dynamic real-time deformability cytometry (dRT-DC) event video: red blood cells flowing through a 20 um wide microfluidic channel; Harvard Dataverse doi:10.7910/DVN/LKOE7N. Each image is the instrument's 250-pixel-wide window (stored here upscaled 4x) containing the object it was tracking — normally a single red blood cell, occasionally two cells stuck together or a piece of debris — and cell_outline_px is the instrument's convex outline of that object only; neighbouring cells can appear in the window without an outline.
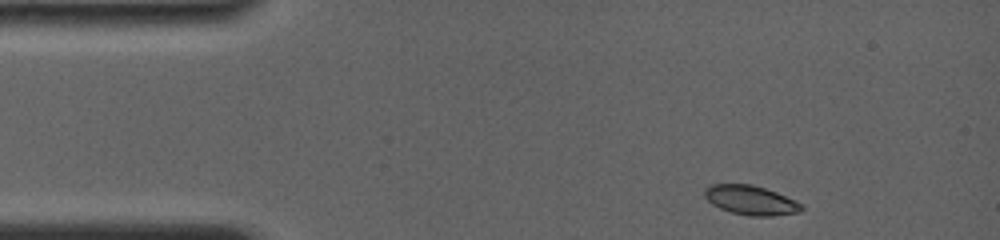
{"species": "common noctule bat (a hibernating species)", "species_latin": "Nyctalus noctula", "temperature_condition": "room temperature", "stored_images_in_passage": 54, "camera_frame_rate_fps": 4000, "um_per_image_px": 0.085, "animal": {"sex": "female", "body_mass_g": 19.0, "forearm_length_mm": 56.7}, "frame": {"image": 1, "passage_image": 1, "time_ms": 0.0, "image_size_px": [1000, 240], "cell_outline_px": [[804, 208], [800, 212], [772, 216], [752, 216], [732, 212], [720, 208], [712, 204], [704, 196], [704, 188], [712, 184], [752, 184], [776, 192], [800, 204]], "centroid_in_image_um": [63.78, 17.01], "position_along_channel_um": 21.2, "area_um2": 16.36}}
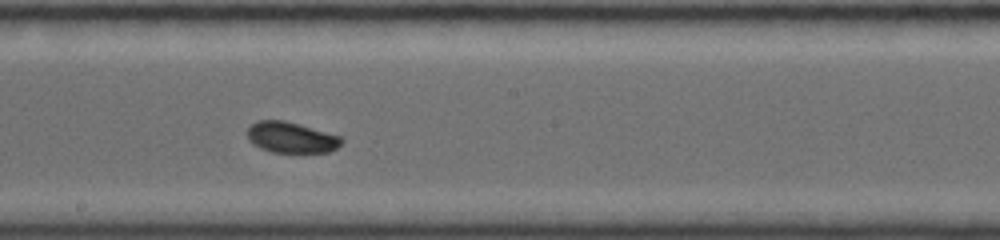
{"frame": {"image": 2, "passage_image": 29, "time_ms": 7.0, "image_size_px": [1000, 240], "cell_outline_px": [[344, 140], [336, 148], [328, 152], [272, 152], [260, 148], [252, 144], [248, 140], [248, 128], [256, 120], [284, 120], [300, 124], [340, 136]], "centroid_in_image_um": [24.73, 11.67], "position_along_channel_um": 223.5, "area_um2": 16.94}}
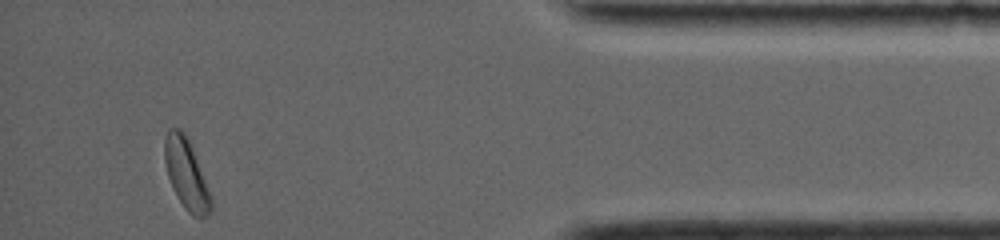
{"frame": {"image": 3, "passage_image": 53, "time_ms": 13.0, "image_size_px": [1000, 240], "cell_outline_px": [[212, 212], [200, 220], [192, 216], [184, 208], [172, 188], [168, 176], [164, 160], [164, 140], [168, 128], [180, 128], [184, 132], [192, 148], [212, 196]], "centroid_in_image_um": [15.85, 14.84], "position_along_channel_um": 419.4, "area_um2": 19.19}, "authors_computed_cell_mechanics": {"area_um2": 17.0221, "velocity_mm_per_s": 3.866, "shape_relaxation_time_tau1_ms": 2.3328, "shape_relaxation_time_tau2_ms": null, "deformation_change_tau1": 0.0614, "deformation_change_tau2": null}}